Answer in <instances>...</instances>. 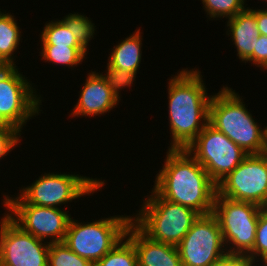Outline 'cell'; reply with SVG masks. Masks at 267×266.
<instances>
[{"label": "cell", "instance_id": "1", "mask_svg": "<svg viewBox=\"0 0 267 266\" xmlns=\"http://www.w3.org/2000/svg\"><path fill=\"white\" fill-rule=\"evenodd\" d=\"M153 189L164 199L189 207L200 215L213 211L217 184L186 149H167Z\"/></svg>", "mask_w": 267, "mask_h": 266}, {"label": "cell", "instance_id": "2", "mask_svg": "<svg viewBox=\"0 0 267 266\" xmlns=\"http://www.w3.org/2000/svg\"><path fill=\"white\" fill-rule=\"evenodd\" d=\"M185 68L168 81V117L171 143L168 149H186L209 120L208 95L201 71ZM202 121V122H201Z\"/></svg>", "mask_w": 267, "mask_h": 266}, {"label": "cell", "instance_id": "3", "mask_svg": "<svg viewBox=\"0 0 267 266\" xmlns=\"http://www.w3.org/2000/svg\"><path fill=\"white\" fill-rule=\"evenodd\" d=\"M245 105L235 90L223 86L212 95L208 123L247 154L264 153L267 149V127L262 129Z\"/></svg>", "mask_w": 267, "mask_h": 266}, {"label": "cell", "instance_id": "4", "mask_svg": "<svg viewBox=\"0 0 267 266\" xmlns=\"http://www.w3.org/2000/svg\"><path fill=\"white\" fill-rule=\"evenodd\" d=\"M151 191L132 222L150 239L177 246L200 214Z\"/></svg>", "mask_w": 267, "mask_h": 266}, {"label": "cell", "instance_id": "5", "mask_svg": "<svg viewBox=\"0 0 267 266\" xmlns=\"http://www.w3.org/2000/svg\"><path fill=\"white\" fill-rule=\"evenodd\" d=\"M105 180L81 176L79 174H66L60 172L44 173L32 184L21 188L17 197L6 194L3 204H32L44 207L59 208L63 204L72 202L82 196H89L105 186ZM59 206V207H58Z\"/></svg>", "mask_w": 267, "mask_h": 266}, {"label": "cell", "instance_id": "6", "mask_svg": "<svg viewBox=\"0 0 267 266\" xmlns=\"http://www.w3.org/2000/svg\"><path fill=\"white\" fill-rule=\"evenodd\" d=\"M132 216H110L80 222L70 218L64 243L78 256L92 264L102 259L126 235Z\"/></svg>", "mask_w": 267, "mask_h": 266}, {"label": "cell", "instance_id": "7", "mask_svg": "<svg viewBox=\"0 0 267 266\" xmlns=\"http://www.w3.org/2000/svg\"><path fill=\"white\" fill-rule=\"evenodd\" d=\"M261 209L216 193L212 214L218 220L228 254H248L253 249Z\"/></svg>", "mask_w": 267, "mask_h": 266}, {"label": "cell", "instance_id": "8", "mask_svg": "<svg viewBox=\"0 0 267 266\" xmlns=\"http://www.w3.org/2000/svg\"><path fill=\"white\" fill-rule=\"evenodd\" d=\"M186 150L216 184L232 172L248 155L209 123Z\"/></svg>", "mask_w": 267, "mask_h": 266}, {"label": "cell", "instance_id": "9", "mask_svg": "<svg viewBox=\"0 0 267 266\" xmlns=\"http://www.w3.org/2000/svg\"><path fill=\"white\" fill-rule=\"evenodd\" d=\"M27 78L17 66H0V113L20 132L42 111V98Z\"/></svg>", "mask_w": 267, "mask_h": 266}, {"label": "cell", "instance_id": "10", "mask_svg": "<svg viewBox=\"0 0 267 266\" xmlns=\"http://www.w3.org/2000/svg\"><path fill=\"white\" fill-rule=\"evenodd\" d=\"M217 193L232 200L267 207V153L248 154L217 184Z\"/></svg>", "mask_w": 267, "mask_h": 266}, {"label": "cell", "instance_id": "11", "mask_svg": "<svg viewBox=\"0 0 267 266\" xmlns=\"http://www.w3.org/2000/svg\"><path fill=\"white\" fill-rule=\"evenodd\" d=\"M182 266H213L227 254L217 218L200 215L176 246Z\"/></svg>", "mask_w": 267, "mask_h": 266}, {"label": "cell", "instance_id": "12", "mask_svg": "<svg viewBox=\"0 0 267 266\" xmlns=\"http://www.w3.org/2000/svg\"><path fill=\"white\" fill-rule=\"evenodd\" d=\"M4 214L0 222V266H48L50 243L23 231Z\"/></svg>", "mask_w": 267, "mask_h": 266}, {"label": "cell", "instance_id": "13", "mask_svg": "<svg viewBox=\"0 0 267 266\" xmlns=\"http://www.w3.org/2000/svg\"><path fill=\"white\" fill-rule=\"evenodd\" d=\"M7 216L23 231L49 243L64 242L69 211L62 208L44 207L32 204H3ZM48 238V239H47Z\"/></svg>", "mask_w": 267, "mask_h": 266}, {"label": "cell", "instance_id": "14", "mask_svg": "<svg viewBox=\"0 0 267 266\" xmlns=\"http://www.w3.org/2000/svg\"><path fill=\"white\" fill-rule=\"evenodd\" d=\"M83 83L79 99L69 115L94 117L106 114L119 104L120 91L126 88L110 74L91 71Z\"/></svg>", "mask_w": 267, "mask_h": 266}, {"label": "cell", "instance_id": "15", "mask_svg": "<svg viewBox=\"0 0 267 266\" xmlns=\"http://www.w3.org/2000/svg\"><path fill=\"white\" fill-rule=\"evenodd\" d=\"M137 30V31H136ZM133 34L114 46L108 57L106 73L120 81L125 87H132L142 60V32L140 27ZM135 80V81H134Z\"/></svg>", "mask_w": 267, "mask_h": 266}, {"label": "cell", "instance_id": "16", "mask_svg": "<svg viewBox=\"0 0 267 266\" xmlns=\"http://www.w3.org/2000/svg\"><path fill=\"white\" fill-rule=\"evenodd\" d=\"M125 236L134 244L138 266H182L175 245L150 239L133 222Z\"/></svg>", "mask_w": 267, "mask_h": 266}, {"label": "cell", "instance_id": "17", "mask_svg": "<svg viewBox=\"0 0 267 266\" xmlns=\"http://www.w3.org/2000/svg\"><path fill=\"white\" fill-rule=\"evenodd\" d=\"M227 27L226 34L231 37L235 45L238 58L245 64L246 62L253 64V50L260 35L255 14L247 7L228 19Z\"/></svg>", "mask_w": 267, "mask_h": 266}, {"label": "cell", "instance_id": "18", "mask_svg": "<svg viewBox=\"0 0 267 266\" xmlns=\"http://www.w3.org/2000/svg\"><path fill=\"white\" fill-rule=\"evenodd\" d=\"M15 16L11 13H3L0 9V65L16 66L14 52L20 44L21 28Z\"/></svg>", "mask_w": 267, "mask_h": 266}, {"label": "cell", "instance_id": "19", "mask_svg": "<svg viewBox=\"0 0 267 266\" xmlns=\"http://www.w3.org/2000/svg\"><path fill=\"white\" fill-rule=\"evenodd\" d=\"M41 59L55 65H64L73 69L87 59V51L83 47H66L55 45H40ZM86 56V57H85ZM73 67V68H72Z\"/></svg>", "mask_w": 267, "mask_h": 266}, {"label": "cell", "instance_id": "20", "mask_svg": "<svg viewBox=\"0 0 267 266\" xmlns=\"http://www.w3.org/2000/svg\"><path fill=\"white\" fill-rule=\"evenodd\" d=\"M93 266H138L134 244L125 236Z\"/></svg>", "mask_w": 267, "mask_h": 266}, {"label": "cell", "instance_id": "21", "mask_svg": "<svg viewBox=\"0 0 267 266\" xmlns=\"http://www.w3.org/2000/svg\"><path fill=\"white\" fill-rule=\"evenodd\" d=\"M40 38L41 45L82 47L69 31V28L61 20L57 19L46 22Z\"/></svg>", "mask_w": 267, "mask_h": 266}, {"label": "cell", "instance_id": "22", "mask_svg": "<svg viewBox=\"0 0 267 266\" xmlns=\"http://www.w3.org/2000/svg\"><path fill=\"white\" fill-rule=\"evenodd\" d=\"M61 21L69 28L78 43L87 51L89 42L95 35V25L85 15L77 13H69L64 16Z\"/></svg>", "mask_w": 267, "mask_h": 266}, {"label": "cell", "instance_id": "23", "mask_svg": "<svg viewBox=\"0 0 267 266\" xmlns=\"http://www.w3.org/2000/svg\"><path fill=\"white\" fill-rule=\"evenodd\" d=\"M48 266H93V264L74 253L64 242H57L50 243Z\"/></svg>", "mask_w": 267, "mask_h": 266}, {"label": "cell", "instance_id": "24", "mask_svg": "<svg viewBox=\"0 0 267 266\" xmlns=\"http://www.w3.org/2000/svg\"><path fill=\"white\" fill-rule=\"evenodd\" d=\"M203 8L209 19L213 18H233L239 12L245 10L247 6L245 3L247 0H201Z\"/></svg>", "mask_w": 267, "mask_h": 266}, {"label": "cell", "instance_id": "25", "mask_svg": "<svg viewBox=\"0 0 267 266\" xmlns=\"http://www.w3.org/2000/svg\"><path fill=\"white\" fill-rule=\"evenodd\" d=\"M248 255L256 262L262 261L261 266H267V207L260 211L254 247Z\"/></svg>", "mask_w": 267, "mask_h": 266}, {"label": "cell", "instance_id": "26", "mask_svg": "<svg viewBox=\"0 0 267 266\" xmlns=\"http://www.w3.org/2000/svg\"><path fill=\"white\" fill-rule=\"evenodd\" d=\"M21 132L16 128H0V159L19 145Z\"/></svg>", "mask_w": 267, "mask_h": 266}, {"label": "cell", "instance_id": "27", "mask_svg": "<svg viewBox=\"0 0 267 266\" xmlns=\"http://www.w3.org/2000/svg\"><path fill=\"white\" fill-rule=\"evenodd\" d=\"M248 254H226L221 257L213 266H257Z\"/></svg>", "mask_w": 267, "mask_h": 266}, {"label": "cell", "instance_id": "28", "mask_svg": "<svg viewBox=\"0 0 267 266\" xmlns=\"http://www.w3.org/2000/svg\"><path fill=\"white\" fill-rule=\"evenodd\" d=\"M267 70V36L259 35L253 50V66Z\"/></svg>", "mask_w": 267, "mask_h": 266}, {"label": "cell", "instance_id": "29", "mask_svg": "<svg viewBox=\"0 0 267 266\" xmlns=\"http://www.w3.org/2000/svg\"><path fill=\"white\" fill-rule=\"evenodd\" d=\"M249 9L255 14L259 34L267 36V9Z\"/></svg>", "mask_w": 267, "mask_h": 266}, {"label": "cell", "instance_id": "30", "mask_svg": "<svg viewBox=\"0 0 267 266\" xmlns=\"http://www.w3.org/2000/svg\"><path fill=\"white\" fill-rule=\"evenodd\" d=\"M0 128H15V127H13L0 113Z\"/></svg>", "mask_w": 267, "mask_h": 266}]
</instances>
